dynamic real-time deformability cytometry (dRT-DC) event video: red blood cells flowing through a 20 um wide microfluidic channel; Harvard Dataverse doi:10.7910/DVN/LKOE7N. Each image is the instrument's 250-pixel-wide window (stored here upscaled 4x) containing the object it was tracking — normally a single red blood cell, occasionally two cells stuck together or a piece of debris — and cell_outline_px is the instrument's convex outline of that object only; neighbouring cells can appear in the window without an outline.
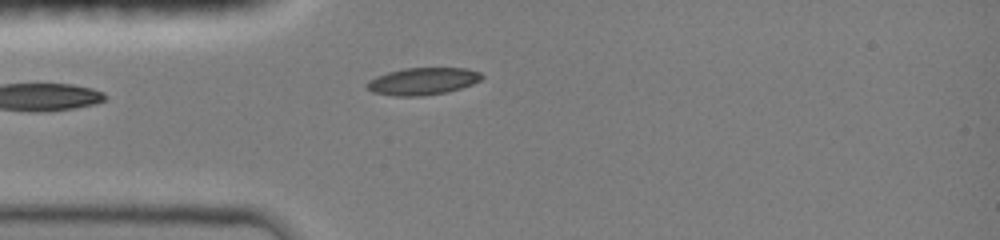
{"species": "common noctule bat (a hibernating species)", "species_latin": "Nyctalus noctula", "temperature_condition": "room temperature", "stored_images_in_passage": 36, "camera_frame_rate_fps": 3000, "um_per_image_px": 0.085, "animal": {"sex": "female", "body_mass_g": 19.0, "forearm_length_mm": 51.5}, "frame": {"image": 1, "passage_image": 5, "time_ms": 1.333, "image_size_px": [1000, 240], "cell_outline_px": [[484, 76], [480, 80], [472, 84], [460, 88], [444, 92], [416, 96], [396, 96], [372, 92], [364, 84], [368, 80], [376, 76], [388, 72], [404, 68], [468, 68], [480, 72]], "centroid_in_image_um": [35.91, 6.89], "position_along_channel_um": 49.1, "area_um2": 18.09}}
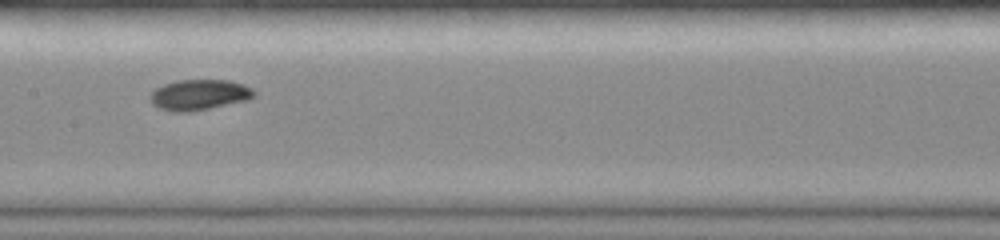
{"frame": {"image": 2, "passage_image": 16, "time_ms": 5.0, "image_size_px": [1000, 240], "cell_outline_px": [[256, 96], [248, 100], [188, 112], [172, 112], [160, 108], [152, 104], [148, 96], [156, 88], [164, 84], [176, 80], [228, 80], [252, 88], [256, 92]], "centroid_in_image_um": [16.91, 8.06], "position_along_channel_um": 190.5, "area_um2": 18.5}}
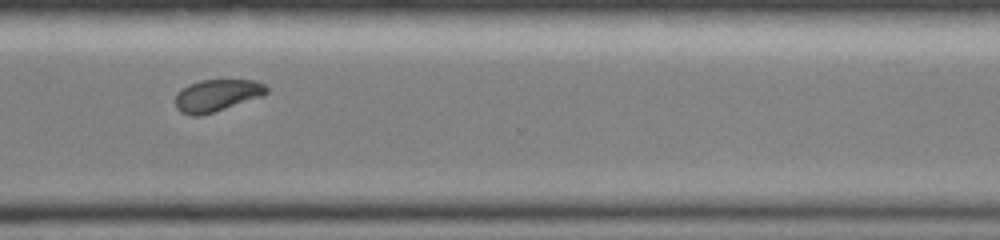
{"frame": {"image": 3, "passage_image": 28, "time_ms": 9.0, "image_size_px": [1000, 240], "cell_outline_px": [[268, 92], [260, 96], [200, 116], [192, 116], [180, 112], [176, 108], [176, 92], [188, 84], [200, 80], [256, 80], [264, 84], [268, 88]], "centroid_in_image_um": [18.39, 8.09], "position_along_channel_um": 352.2, "area_um2": 16.82}, "authors_computed_cell_mechanics": {"area_um2": 18.0625, "velocity_mm_per_s": 4.037, "shape_relaxation_time_tau1_ms": 4.186, "shape_relaxation_time_tau2_ms": null, "deformation_change_tau1": 0.1147, "deformation_change_tau2": null}}